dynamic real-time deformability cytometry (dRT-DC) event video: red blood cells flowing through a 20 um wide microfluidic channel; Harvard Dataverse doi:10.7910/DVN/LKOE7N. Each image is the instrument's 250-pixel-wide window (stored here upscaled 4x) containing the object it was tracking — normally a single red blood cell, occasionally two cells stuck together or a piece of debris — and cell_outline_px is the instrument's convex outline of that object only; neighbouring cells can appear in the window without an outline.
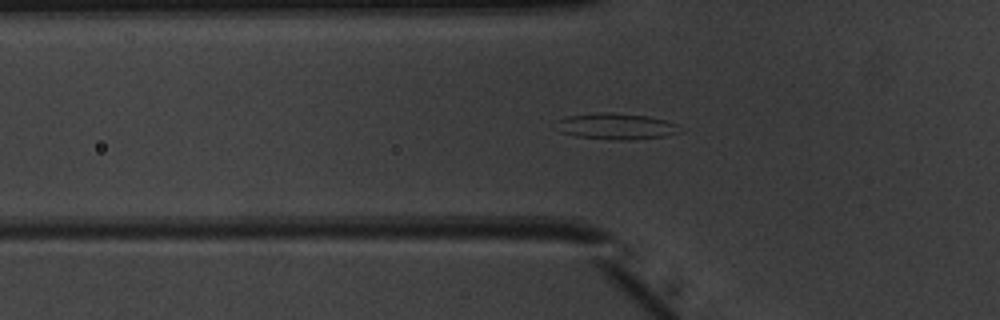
{"species": "common noctule bat (a hibernating species)", "species_latin": "Nyctalus noctula", "temperature_condition": "warm", "stored_images_in_passage": 35, "camera_frame_rate_fps": 3000, "um_per_image_px": 0.085, "animal": {"sex": "male", "body_mass_g": 20.1, "forearm_length_mm": 53.5}, "frame": {"image": 1, "passage_image": 2, "time_ms": 0.333, "image_size_px": [1000, 320], "cell_outline_px": [[684, 132], [664, 136], [628, 140], [620, 140], [576, 136], [560, 132], [556, 120], [568, 116], [596, 112], [612, 112], [648, 116], [664, 120], [676, 124]], "centroid_in_image_um": [52.39, 10.73], "position_along_channel_um": 73.4, "area_um2": 18.84}}
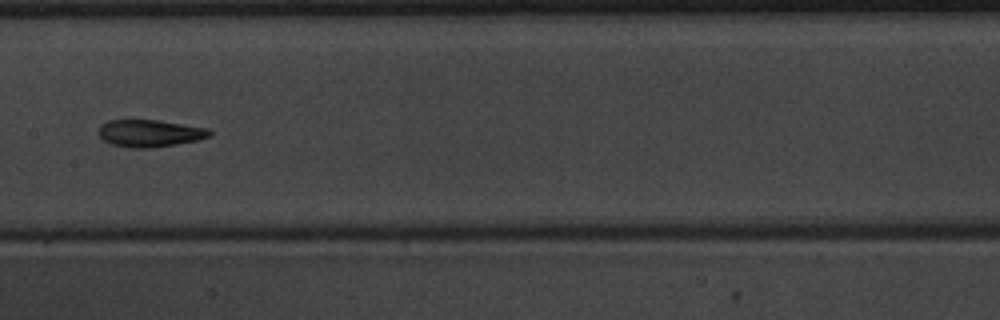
{"frame": {"image": 2, "passage_image": 11, "time_ms": 3.333, "image_size_px": [1000, 320], "cell_outline_px": [[212, 136], [196, 140], [152, 148], [128, 148], [112, 144], [104, 140], [100, 136], [100, 124], [108, 120], [160, 120], [208, 128], [212, 132]], "centroid_in_image_um": [12.75, 11.32], "position_along_channel_um": 194.7, "area_um2": 17.57}}
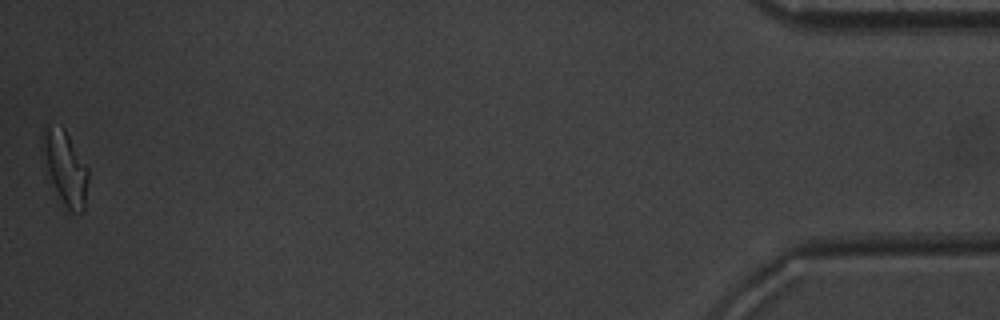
{"frame": {"image": 3, "passage_image": 35, "time_ms": 11.333, "image_size_px": [1000, 320], "cell_outline_px": [[88, 180], [84, 212], [68, 212], [48, 180], [44, 172], [40, 148], [40, 140], [44, 128], [48, 124], [64, 128], [88, 168]], "centroid_in_image_um": [5.47, 14.28], "position_along_channel_um": 429.7, "area_um2": 20.46}, "authors_computed_cell_mechanics": {"area_um2": 17.5712, "velocity_mm_per_s": 4.0113, "shape_relaxation_time_tau1_ms": 3.441, "shape_relaxation_time_tau2_ms": 1.83, "deformation_change_tau1": 0.1384, "deformation_change_tau2": 0.0877}}